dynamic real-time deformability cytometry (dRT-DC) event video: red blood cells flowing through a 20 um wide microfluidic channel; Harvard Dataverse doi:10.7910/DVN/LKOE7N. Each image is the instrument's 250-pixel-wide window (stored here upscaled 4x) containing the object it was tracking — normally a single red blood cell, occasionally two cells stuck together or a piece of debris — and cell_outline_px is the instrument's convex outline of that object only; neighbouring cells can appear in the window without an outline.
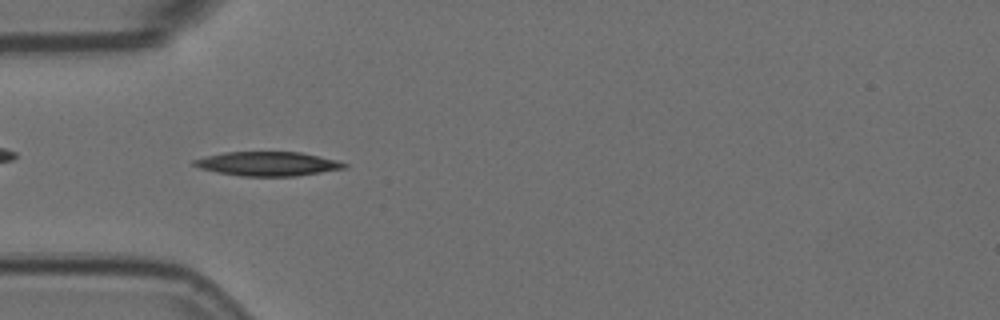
{"species": "Egyptian fruit bat (a non-hibernating species)", "species_latin": "Rousettus aegyptiacus", "temperature_condition": "room temperature", "stored_images_in_passage": 6, "camera_frame_rate_fps": 3000, "um_per_image_px": 0.085, "animal": {"sex": "female"}, "frame": {"image": 1, "passage_image": 5, "time_ms": 1.333, "image_size_px": [1000, 320], "cell_outline_px": [[348, 168], [296, 176], [240, 176], [216, 172], [200, 168], [192, 164], [192, 160], [204, 156], [224, 152], [300, 152], [336, 160], [348, 164]], "centroid_in_image_um": [22.74, 13.92], "position_along_channel_um": 62.3, "area_um2": 21.21}}
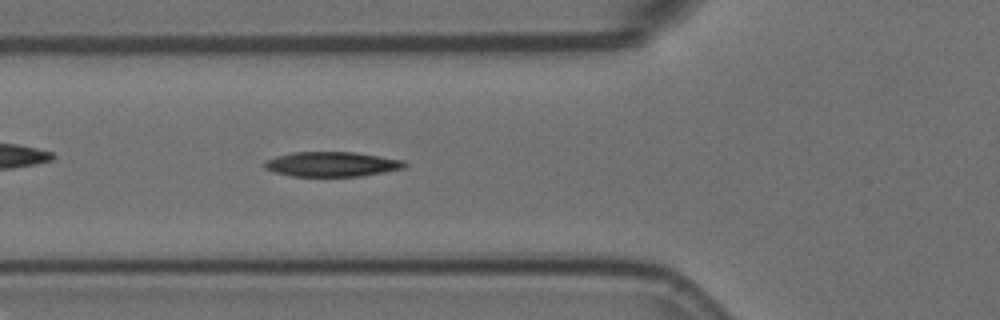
{"frame": {"image": 2, "passage_image": 6, "time_ms": 1.667, "image_size_px": [1000, 320], "cell_outline_px": [[408, 164], [404, 168], [384, 172], [360, 176], [292, 176], [272, 172], [264, 168], [264, 160], [276, 156], [292, 152], [352, 152], [404, 160]], "centroid_in_image_um": [28.17, 13.95], "position_along_channel_um": 97.6, "area_um2": 20.29}}